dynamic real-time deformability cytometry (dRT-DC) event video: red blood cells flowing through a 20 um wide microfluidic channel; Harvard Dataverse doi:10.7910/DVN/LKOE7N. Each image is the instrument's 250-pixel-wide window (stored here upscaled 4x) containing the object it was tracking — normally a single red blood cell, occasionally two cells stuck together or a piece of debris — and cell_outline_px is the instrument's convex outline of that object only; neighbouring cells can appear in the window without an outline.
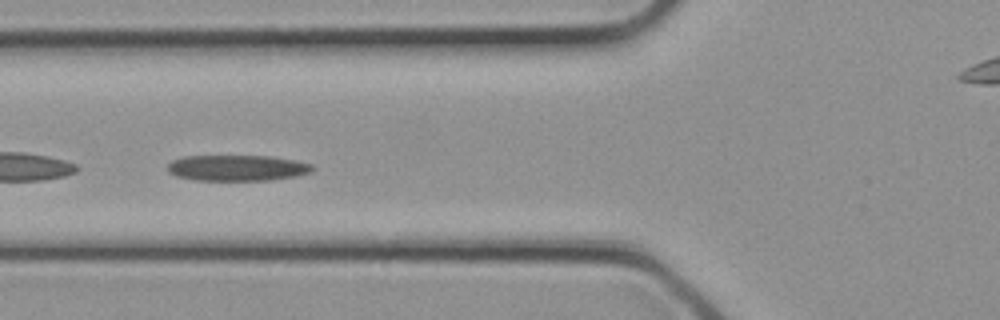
{"species": "common noctule bat (a hibernating species)", "species_latin": "Nyctalus noctula", "temperature_condition": "cold", "stored_images_in_passage": 24, "camera_frame_rate_fps": 3000, "um_per_image_px": 0.085, "animal": {"sex": "female", "body_mass_g": 21.9}, "frame": {"image": 1, "passage_image": 3, "time_ms": 0.667, "image_size_px": [1000, 320], "cell_outline_px": [[316, 168], [312, 172], [296, 176], [268, 180], [192, 180], [176, 176], [168, 172], [168, 164], [172, 160], [184, 156], [272, 156], [296, 160], [312, 164]], "centroid_in_image_um": [20.18, 14.27], "position_along_channel_um": 105.6, "area_um2": 22.02}}
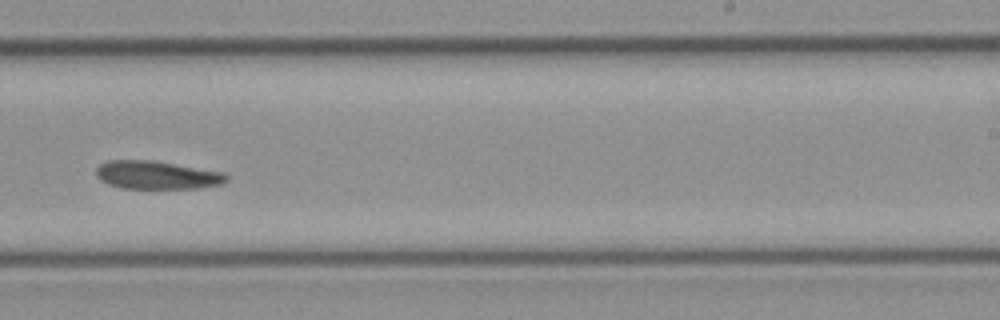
{"frame": {"image": 2, "passage_image": 11, "time_ms": 3.333, "image_size_px": [1000, 320], "cell_outline_px": [[228, 180], [224, 184], [200, 188], [120, 188], [108, 184], [100, 180], [96, 176], [96, 168], [100, 164], [108, 160], [152, 160], [224, 172], [228, 176]], "centroid_in_image_um": [13.34, 14.88], "position_along_channel_um": 275.7, "area_um2": 21.56}}
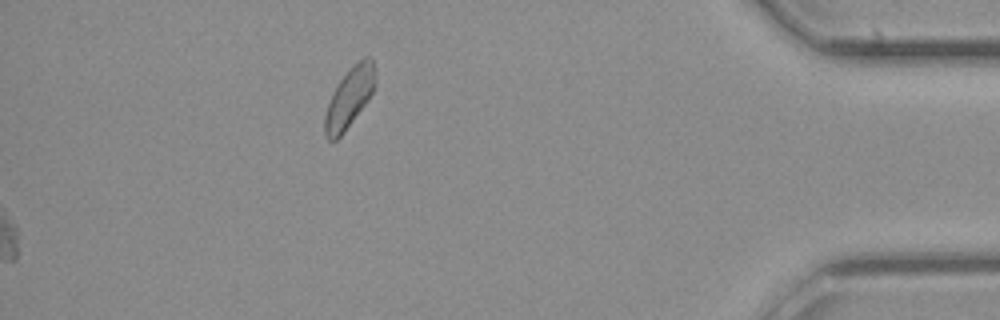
{"frame": {"image": 3, "passage_image": 24, "time_ms": 7.667, "image_size_px": [1000, 320], "cell_outline_px": [[376, 84], [368, 100], [344, 132], [336, 140], [328, 140], [324, 136], [324, 116], [332, 92], [348, 68], [364, 56], [372, 56], [376, 72]], "centroid_in_image_um": [29.71, 8.26], "position_along_channel_um": 405.5, "area_um2": 17.86}}